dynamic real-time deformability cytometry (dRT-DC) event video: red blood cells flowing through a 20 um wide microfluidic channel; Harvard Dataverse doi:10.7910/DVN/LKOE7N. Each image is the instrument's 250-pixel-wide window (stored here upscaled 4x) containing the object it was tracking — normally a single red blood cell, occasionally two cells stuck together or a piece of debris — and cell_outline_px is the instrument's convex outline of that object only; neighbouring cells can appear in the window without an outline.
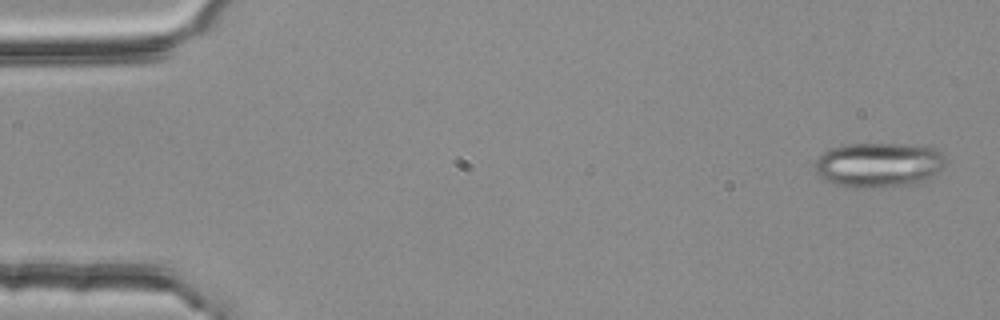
{"species": "common noctule bat (a hibernating species)", "species_latin": "Nyctalus noctula", "temperature_condition": "room temperature", "stored_images_in_passage": 4, "camera_frame_rate_fps": 3000, "um_per_image_px": 0.085, "animal": {"sex": "female", "body_mass_g": 25.1}, "frame": {"image": 1, "passage_image": 1, "time_ms": 0.0, "image_size_px": [1000, 320], "cell_outline_px": [[948, 160], [924, 184], [876, 188], [856, 188], [836, 184], [824, 180], [816, 172], [816, 160], [824, 152], [832, 148], [848, 144], [924, 144], [936, 148]], "centroid_in_image_um": [74.77, 14.02], "position_along_channel_um": 10.2, "area_um2": 34.68}}